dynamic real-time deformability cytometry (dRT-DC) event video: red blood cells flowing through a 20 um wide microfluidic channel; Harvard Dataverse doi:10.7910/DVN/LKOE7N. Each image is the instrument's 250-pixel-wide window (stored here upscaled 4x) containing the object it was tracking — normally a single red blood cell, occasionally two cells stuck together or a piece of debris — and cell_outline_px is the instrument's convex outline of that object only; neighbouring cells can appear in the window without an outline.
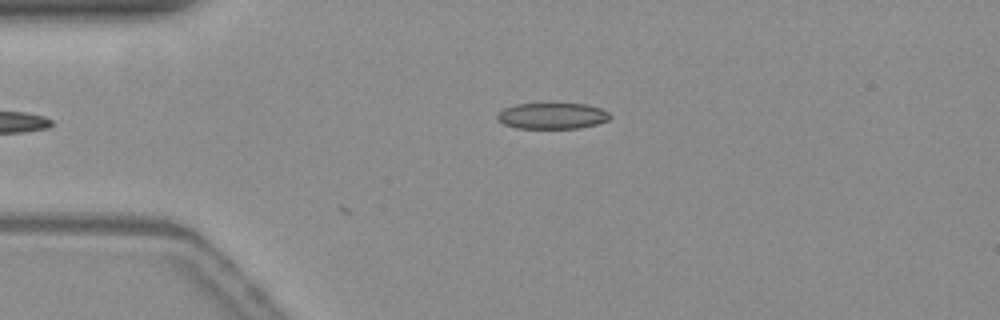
{"species": "common noctule bat (a hibernating species)", "species_latin": "Nyctalus noctula", "temperature_condition": "warm", "stored_images_in_passage": 4, "camera_frame_rate_fps": 3000, "um_per_image_px": 0.085, "animal": {"sex": "female", "body_mass_g": 19.3, "forearm_length_mm": 54.1}, "frame": {"image": 1, "passage_image": 4, "time_ms": 1.0, "image_size_px": [1000, 320], "cell_outline_px": [[612, 116], [608, 120], [596, 124], [576, 128], [516, 128], [504, 124], [496, 116], [504, 108], [516, 104], [584, 104], [600, 108], [608, 112]], "centroid_in_image_um": [46.95, 9.85], "position_along_channel_um": 38.1, "area_um2": 16.88}}